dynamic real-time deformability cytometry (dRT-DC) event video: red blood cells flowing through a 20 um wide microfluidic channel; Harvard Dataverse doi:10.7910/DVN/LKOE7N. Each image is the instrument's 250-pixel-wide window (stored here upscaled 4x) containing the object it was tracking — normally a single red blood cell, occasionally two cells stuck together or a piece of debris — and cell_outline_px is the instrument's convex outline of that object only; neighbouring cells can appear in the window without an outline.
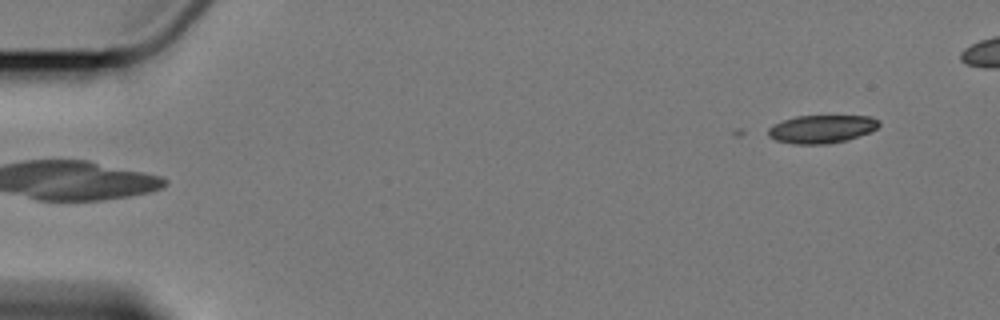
{"species": "Egyptian fruit bat (a non-hibernating species)", "species_latin": "Rousettus aegyptiacus", "temperature_condition": "cold", "stored_images_in_passage": 5, "segment_of_instrument_passage": [2, 2], "camera_frame_rate_fps": 3000, "um_per_image_px": 0.085, "animal": {"sex": "female"}, "frame": {"image": 1, "passage_image": 5, "time_ms": 4.667, "image_size_px": [1000, 320], "cell_outline_px": [[880, 124], [872, 132], [848, 140], [828, 144], [796, 144], [776, 140], [768, 136], [768, 128], [784, 120], [796, 116], [868, 116], [880, 120]], "centroid_in_image_um": [69.88, 10.97], "position_along_channel_um": 15.1, "area_um2": 18.15}}